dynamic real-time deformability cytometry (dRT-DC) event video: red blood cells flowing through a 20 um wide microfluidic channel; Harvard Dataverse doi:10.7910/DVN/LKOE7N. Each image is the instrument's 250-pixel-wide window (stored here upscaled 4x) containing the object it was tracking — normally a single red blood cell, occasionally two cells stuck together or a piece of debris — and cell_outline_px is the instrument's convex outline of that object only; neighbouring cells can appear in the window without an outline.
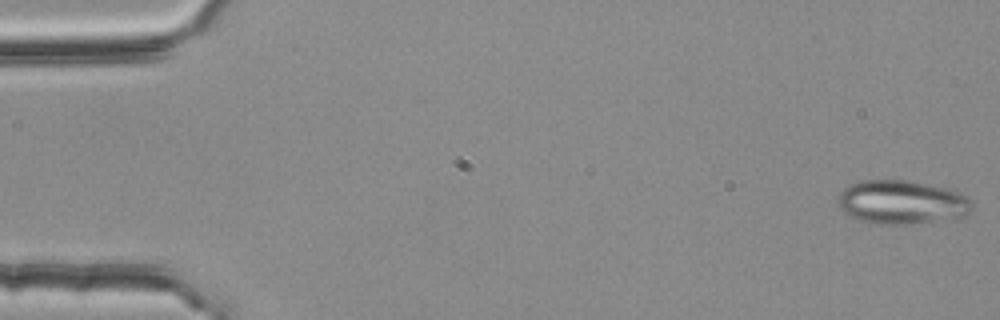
{"species": "common noctule bat (a hibernating species)", "species_latin": "Nyctalus noctula", "temperature_condition": "room temperature", "stored_images_in_passage": 55, "camera_frame_rate_fps": 3000, "um_per_image_px": 0.085, "animal": {"sex": "female", "body_mass_g": 25.1}, "frame": {"image": 1, "passage_image": 1, "time_ms": 0.0, "image_size_px": [1000, 320], "cell_outline_px": [[972, 208], [964, 216], [904, 224], [876, 224], [860, 220], [844, 212], [840, 208], [836, 200], [836, 196], [848, 184], [864, 180], [908, 180], [956, 188], [968, 196], [972, 204]], "centroid_in_image_um": [76.66, 17.15], "position_along_channel_um": 8.3, "area_um2": 34.56}}
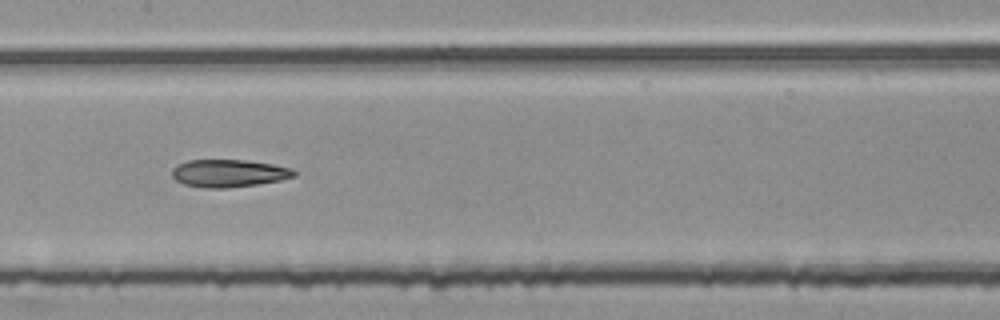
{"frame": {"image": 2, "passage_image": 27, "time_ms": 8.667, "image_size_px": [1000, 320], "cell_outline_px": [[296, 176], [280, 180], [256, 184], [228, 188], [204, 188], [184, 184], [176, 180], [172, 176], [172, 168], [176, 164], [188, 160], [244, 160], [272, 164], [292, 168], [296, 172]], "centroid_in_image_um": [19.42, 14.72], "position_along_channel_um": 188.0, "area_um2": 19.65}}
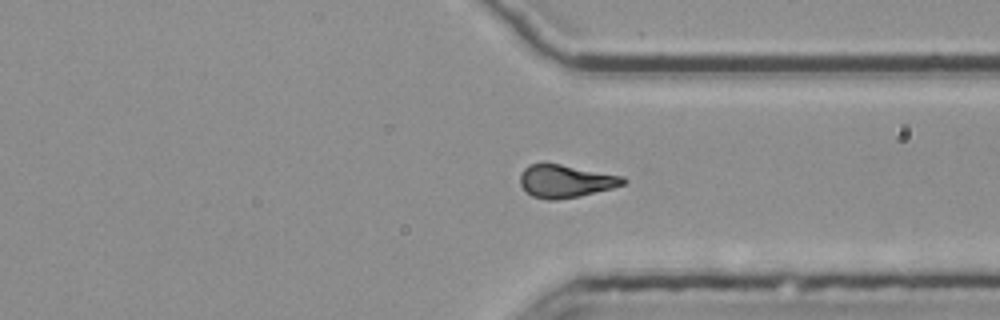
{"frame": {"image": 3, "passage_image": 41, "time_ms": 13.333, "image_size_px": [1000, 320], "cell_outline_px": [[628, 180], [624, 184], [612, 188], [580, 196], [556, 200], [548, 200], [532, 196], [520, 184], [520, 172], [528, 164], [560, 164], [624, 176]], "centroid_in_image_um": [48.08, 15.4], "position_along_channel_um": 363.3, "area_um2": 19.65}}